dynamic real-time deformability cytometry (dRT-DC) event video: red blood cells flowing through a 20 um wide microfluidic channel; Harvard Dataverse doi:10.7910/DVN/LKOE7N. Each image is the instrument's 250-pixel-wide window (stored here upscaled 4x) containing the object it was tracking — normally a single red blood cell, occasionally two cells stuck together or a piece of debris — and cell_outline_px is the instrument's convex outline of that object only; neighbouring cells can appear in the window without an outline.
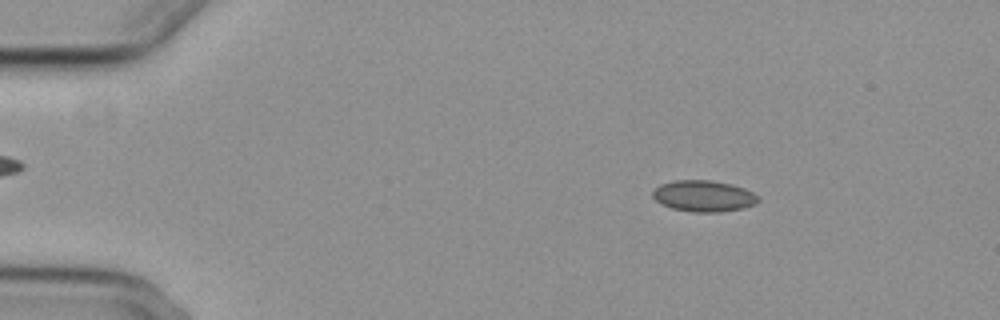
{"species": "common noctule bat (a hibernating species)", "species_latin": "Nyctalus noctula", "temperature_condition": "cold", "stored_images_in_passage": 56, "camera_frame_rate_fps": 3000, "um_per_image_px": 0.085, "animal": {"sex": "female", "body_mass_g": 29.2, "forearm_length_mm": 56.3}, "frame": {"image": 1, "passage_image": 9, "time_ms": 2.667, "image_size_px": [1000, 320], "cell_outline_px": [[760, 200], [756, 204], [744, 208], [720, 212], [692, 212], [672, 208], [660, 204], [652, 196], [652, 192], [660, 184], [672, 180], [712, 180], [732, 184], [744, 188], [752, 192]], "centroid_in_image_um": [59.8, 16.66], "position_along_channel_um": 25.2, "area_um2": 19.36}}
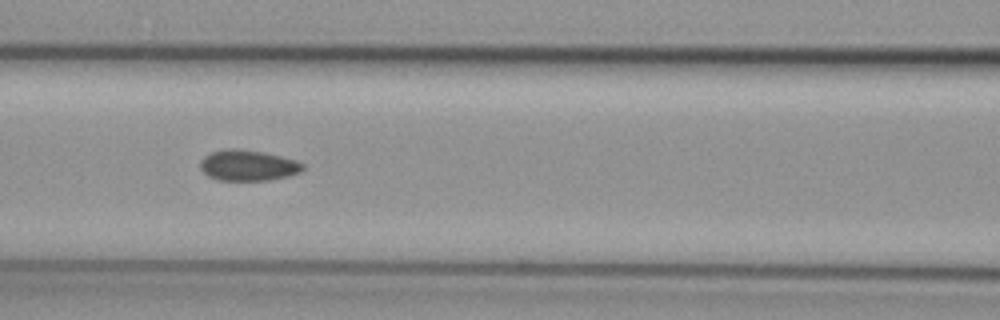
{"frame": {"image": 2, "passage_image": 25, "time_ms": 8.0, "image_size_px": [1000, 320], "cell_outline_px": [[304, 168], [300, 172], [288, 176], [268, 180], [216, 180], [208, 176], [200, 168], [200, 160], [204, 156], [212, 152], [224, 148], [236, 148], [264, 152], [296, 160], [304, 164]], "centroid_in_image_um": [21.06, 14.05], "position_along_channel_um": 145.5, "area_um2": 18.5}}
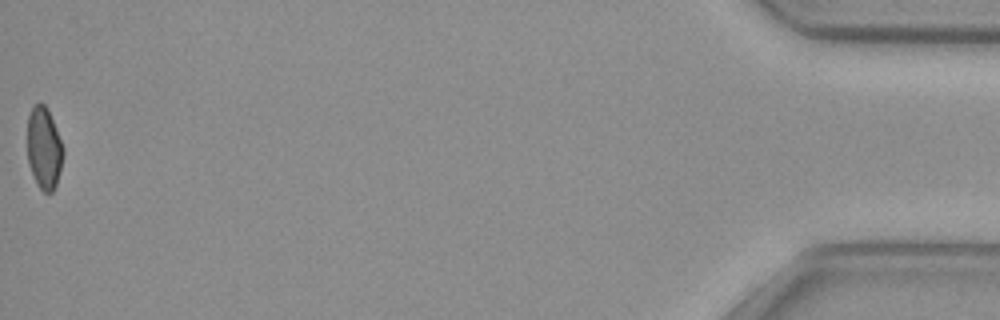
{"frame": {"image": 3, "passage_image": 56, "time_ms": 18.333, "image_size_px": [1000, 320], "cell_outline_px": [[64, 152], [56, 184], [52, 192], [44, 192], [36, 184], [28, 164], [28, 116], [32, 108], [36, 104], [44, 104], [48, 108], [64, 148]], "centroid_in_image_um": [3.74, 12.6], "position_along_channel_um": 431.5, "area_um2": 16.99}, "authors_computed_cell_mechanics": {"area_um2": 18.4671, "velocity_mm_per_s": 3.7298, "shape_relaxation_time_tau1_ms": null, "shape_relaxation_time_tau2_ms": 4.221, "deformation_change_tau1": null, "deformation_change_tau2": 0.0729}}